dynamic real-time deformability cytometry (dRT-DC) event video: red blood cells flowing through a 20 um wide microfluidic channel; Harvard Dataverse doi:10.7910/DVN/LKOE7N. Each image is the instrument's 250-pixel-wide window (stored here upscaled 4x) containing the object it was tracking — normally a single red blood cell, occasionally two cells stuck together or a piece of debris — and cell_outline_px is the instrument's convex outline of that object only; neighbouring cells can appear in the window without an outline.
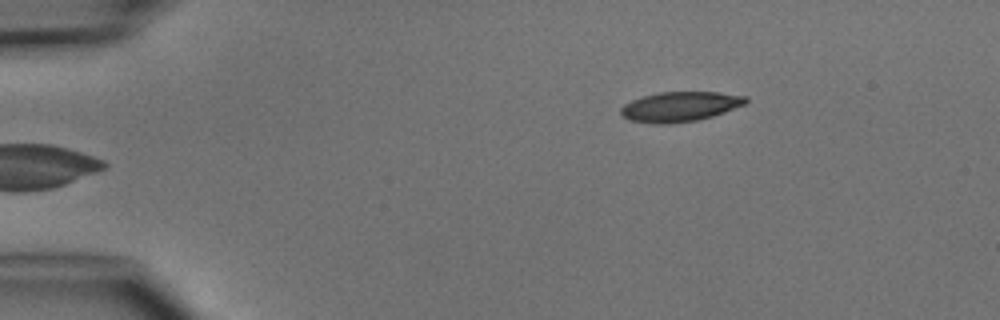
{"species": "common noctule bat (a hibernating species)", "species_latin": "Nyctalus noctula", "temperature_condition": "cold", "stored_images_in_passage": 4, "camera_frame_rate_fps": 3000, "um_per_image_px": 0.085, "animal": {"sex": "male", "body_mass_g": 15.6}, "frame": {"image": 1, "passage_image": 4, "time_ms": 4.333, "image_size_px": [1000, 320], "cell_outline_px": [[748, 100], [744, 104], [724, 112], [712, 116], [696, 120], [668, 124], [656, 124], [632, 120], [624, 116], [620, 112], [620, 108], [624, 104], [640, 96], [660, 92], [720, 92], [748, 96]], "centroid_in_image_um": [57.8, 9.05], "position_along_channel_um": 27.2, "area_um2": 21.68}}